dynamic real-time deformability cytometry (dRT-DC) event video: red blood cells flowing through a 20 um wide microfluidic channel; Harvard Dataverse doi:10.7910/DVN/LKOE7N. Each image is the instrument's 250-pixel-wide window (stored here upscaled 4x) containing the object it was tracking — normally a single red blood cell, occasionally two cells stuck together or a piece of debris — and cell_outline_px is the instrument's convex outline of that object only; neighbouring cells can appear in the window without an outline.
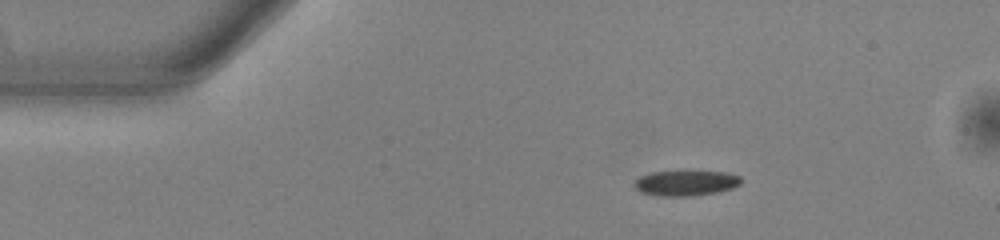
{"species": "common noctule bat (a hibernating species)", "species_latin": "Nyctalus noctula", "temperature_condition": "warm", "stored_images_in_passage": 45, "camera_frame_rate_fps": 3000, "um_per_image_px": 0.085, "animal": {"sex": "male", "body_mass_g": 13.0, "forearm_length_mm": 53.1}, "frame": {"image": 1, "passage_image": 1, "time_ms": 0.0, "image_size_px": [1000, 240], "cell_outline_px": [[740, 184], [732, 188], [716, 192], [692, 196], [660, 196], [640, 192], [636, 188], [636, 180], [640, 176], [652, 172], [724, 172], [740, 176]], "centroid_in_image_um": [58.29, 15.57], "position_along_channel_um": 26.7, "area_um2": 15.37}}
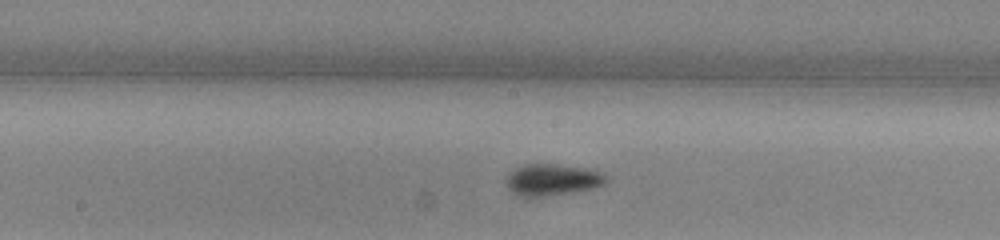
{"frame": {"image": 2, "passage_image": 19, "time_ms": 6.0, "image_size_px": [1000, 240], "cell_outline_px": [[608, 180], [604, 184], [592, 188], [572, 192], [544, 196], [520, 196], [512, 192], [508, 188], [504, 180], [508, 172], [524, 164], [556, 164], [584, 168], [604, 172], [608, 176]], "centroid_in_image_um": [46.93, 15.26], "position_along_channel_um": 201.3, "area_um2": 18.5}}
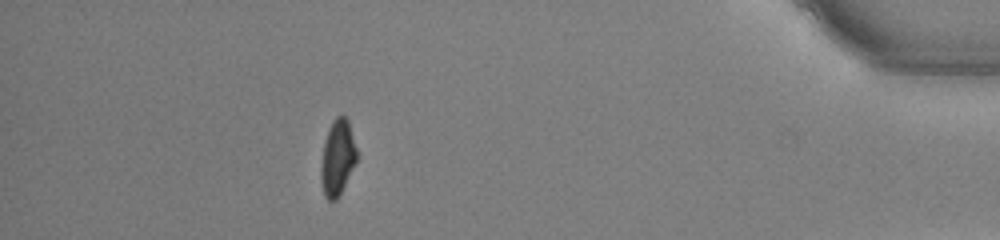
{"frame": {"image": 3, "passage_image": 39, "time_ms": 12.667, "image_size_px": [1000, 240], "cell_outline_px": [[356, 160], [336, 200], [328, 200], [324, 196], [320, 176], [320, 168], [324, 140], [328, 128], [332, 120], [336, 116], [344, 116], [348, 120], [356, 148]], "centroid_in_image_um": [28.65, 13.37], "position_along_channel_um": 406.6, "area_um2": 15.49}, "authors_computed_cell_mechanics": {"area_um2": 16.4152, "velocity_mm_per_s": 3.914, "shape_relaxation_time_tau1_ms": 2.6845, "shape_relaxation_time_tau2_ms": null, "deformation_change_tau1": 0.1012, "deformation_change_tau2": null}}